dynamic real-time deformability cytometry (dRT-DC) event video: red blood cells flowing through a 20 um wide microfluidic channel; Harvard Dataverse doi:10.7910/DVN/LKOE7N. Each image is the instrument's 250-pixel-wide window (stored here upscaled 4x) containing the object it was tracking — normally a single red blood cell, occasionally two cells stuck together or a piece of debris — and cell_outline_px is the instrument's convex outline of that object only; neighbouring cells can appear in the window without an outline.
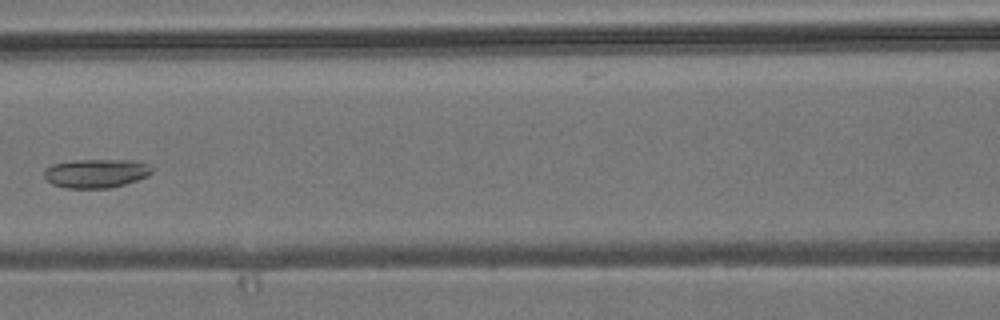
{"species": "common noctule bat (a hibernating species)", "species_latin": "Nyctalus noctula", "temperature_condition": "room temperature", "stored_images_in_passage": 5, "camera_frame_rate_fps": 3000, "um_per_image_px": 0.085, "animal": {"sex": "male", "body_mass_g": 19.2, "forearm_length_mm": 51.8}, "frame": {"image": 1, "passage_image": 5, "time_ms": 4.667, "image_size_px": [1000, 320], "cell_outline_px": [[152, 172], [148, 176], [124, 184], [108, 188], [68, 188], [52, 184], [44, 176], [44, 172], [52, 164], [72, 160], [132, 160], [148, 164], [152, 168]], "centroid_in_image_um": [8.17, 14.73], "position_along_channel_um": 158.4, "area_um2": 17.98}}